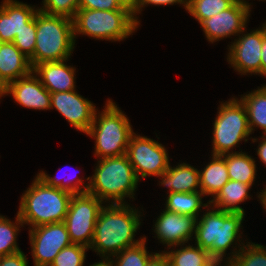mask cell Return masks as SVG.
Here are the masks:
<instances>
[{"label": "cell", "mask_w": 266, "mask_h": 266, "mask_svg": "<svg viewBox=\"0 0 266 266\" xmlns=\"http://www.w3.org/2000/svg\"><path fill=\"white\" fill-rule=\"evenodd\" d=\"M158 216L154 230L159 242L166 244L168 249L186 244L195 235L197 218L182 215L163 209Z\"/></svg>", "instance_id": "15"}, {"label": "cell", "mask_w": 266, "mask_h": 266, "mask_svg": "<svg viewBox=\"0 0 266 266\" xmlns=\"http://www.w3.org/2000/svg\"><path fill=\"white\" fill-rule=\"evenodd\" d=\"M101 260L89 266H116L110 258H102Z\"/></svg>", "instance_id": "41"}, {"label": "cell", "mask_w": 266, "mask_h": 266, "mask_svg": "<svg viewBox=\"0 0 266 266\" xmlns=\"http://www.w3.org/2000/svg\"><path fill=\"white\" fill-rule=\"evenodd\" d=\"M7 85L0 79V98L6 94Z\"/></svg>", "instance_id": "43"}, {"label": "cell", "mask_w": 266, "mask_h": 266, "mask_svg": "<svg viewBox=\"0 0 266 266\" xmlns=\"http://www.w3.org/2000/svg\"><path fill=\"white\" fill-rule=\"evenodd\" d=\"M167 151L158 141L133 133L126 155L140 180L147 176L158 177L165 173L170 165Z\"/></svg>", "instance_id": "10"}, {"label": "cell", "mask_w": 266, "mask_h": 266, "mask_svg": "<svg viewBox=\"0 0 266 266\" xmlns=\"http://www.w3.org/2000/svg\"><path fill=\"white\" fill-rule=\"evenodd\" d=\"M75 45L73 19L36 12V44L32 68L43 62L62 61L71 58Z\"/></svg>", "instance_id": "5"}, {"label": "cell", "mask_w": 266, "mask_h": 266, "mask_svg": "<svg viewBox=\"0 0 266 266\" xmlns=\"http://www.w3.org/2000/svg\"><path fill=\"white\" fill-rule=\"evenodd\" d=\"M261 139H259L260 143L256 152L258 157L260 158V161L266 166V136H261Z\"/></svg>", "instance_id": "39"}, {"label": "cell", "mask_w": 266, "mask_h": 266, "mask_svg": "<svg viewBox=\"0 0 266 266\" xmlns=\"http://www.w3.org/2000/svg\"><path fill=\"white\" fill-rule=\"evenodd\" d=\"M250 9L234 2L229 8L203 20L200 25L211 43L230 36H238L247 26Z\"/></svg>", "instance_id": "14"}, {"label": "cell", "mask_w": 266, "mask_h": 266, "mask_svg": "<svg viewBox=\"0 0 266 266\" xmlns=\"http://www.w3.org/2000/svg\"><path fill=\"white\" fill-rule=\"evenodd\" d=\"M161 178V186L169 189V193L183 192L193 193L200 191V171L190 164L180 163L178 166H170Z\"/></svg>", "instance_id": "20"}, {"label": "cell", "mask_w": 266, "mask_h": 266, "mask_svg": "<svg viewBox=\"0 0 266 266\" xmlns=\"http://www.w3.org/2000/svg\"><path fill=\"white\" fill-rule=\"evenodd\" d=\"M210 205L207 206L201 218H197L196 230H195V245L200 246L209 252L210 256L223 262V258L226 256L227 249L231 247L230 257H226L227 264L230 260L234 259L239 249L243 247V242H241L240 237L242 233H239L244 221L245 213L240 212H229L212 207L209 209ZM239 233V234H238Z\"/></svg>", "instance_id": "2"}, {"label": "cell", "mask_w": 266, "mask_h": 266, "mask_svg": "<svg viewBox=\"0 0 266 266\" xmlns=\"http://www.w3.org/2000/svg\"><path fill=\"white\" fill-rule=\"evenodd\" d=\"M15 219L14 223L0 214V257L21 251L17 245V235L24 223L18 213Z\"/></svg>", "instance_id": "27"}, {"label": "cell", "mask_w": 266, "mask_h": 266, "mask_svg": "<svg viewBox=\"0 0 266 266\" xmlns=\"http://www.w3.org/2000/svg\"><path fill=\"white\" fill-rule=\"evenodd\" d=\"M211 162L200 171V191L204 196L215 197L230 180L226 160L221 155H211Z\"/></svg>", "instance_id": "22"}, {"label": "cell", "mask_w": 266, "mask_h": 266, "mask_svg": "<svg viewBox=\"0 0 266 266\" xmlns=\"http://www.w3.org/2000/svg\"><path fill=\"white\" fill-rule=\"evenodd\" d=\"M35 7L16 0H3L0 5V39L13 42L16 34L35 17L39 10Z\"/></svg>", "instance_id": "17"}, {"label": "cell", "mask_w": 266, "mask_h": 266, "mask_svg": "<svg viewBox=\"0 0 266 266\" xmlns=\"http://www.w3.org/2000/svg\"><path fill=\"white\" fill-rule=\"evenodd\" d=\"M55 108L78 131L88 132L96 114L95 105L77 93L76 90L68 92L51 93L50 109Z\"/></svg>", "instance_id": "13"}, {"label": "cell", "mask_w": 266, "mask_h": 266, "mask_svg": "<svg viewBox=\"0 0 266 266\" xmlns=\"http://www.w3.org/2000/svg\"><path fill=\"white\" fill-rule=\"evenodd\" d=\"M141 212L128 203L103 205L95 225L90 249L101 258H111L125 248L139 244L145 237L135 239L140 229Z\"/></svg>", "instance_id": "1"}, {"label": "cell", "mask_w": 266, "mask_h": 266, "mask_svg": "<svg viewBox=\"0 0 266 266\" xmlns=\"http://www.w3.org/2000/svg\"><path fill=\"white\" fill-rule=\"evenodd\" d=\"M127 6L132 7L134 0H122Z\"/></svg>", "instance_id": "45"}, {"label": "cell", "mask_w": 266, "mask_h": 266, "mask_svg": "<svg viewBox=\"0 0 266 266\" xmlns=\"http://www.w3.org/2000/svg\"><path fill=\"white\" fill-rule=\"evenodd\" d=\"M226 160L230 180L244 184L254 185L256 178V164L253 157L245 152H233L221 155Z\"/></svg>", "instance_id": "24"}, {"label": "cell", "mask_w": 266, "mask_h": 266, "mask_svg": "<svg viewBox=\"0 0 266 266\" xmlns=\"http://www.w3.org/2000/svg\"><path fill=\"white\" fill-rule=\"evenodd\" d=\"M183 4L182 6L185 7V9L187 10L188 7V0H134L133 4H132V13L134 16L135 21L140 24V20H138V14L141 13L142 8H144V6L152 4L155 6H159V5H173V4Z\"/></svg>", "instance_id": "36"}, {"label": "cell", "mask_w": 266, "mask_h": 266, "mask_svg": "<svg viewBox=\"0 0 266 266\" xmlns=\"http://www.w3.org/2000/svg\"><path fill=\"white\" fill-rule=\"evenodd\" d=\"M234 1L245 6L248 9H251V4H249L246 0H234ZM261 1H266V0H261Z\"/></svg>", "instance_id": "44"}, {"label": "cell", "mask_w": 266, "mask_h": 266, "mask_svg": "<svg viewBox=\"0 0 266 266\" xmlns=\"http://www.w3.org/2000/svg\"><path fill=\"white\" fill-rule=\"evenodd\" d=\"M227 266H266V246L246 242Z\"/></svg>", "instance_id": "29"}, {"label": "cell", "mask_w": 266, "mask_h": 266, "mask_svg": "<svg viewBox=\"0 0 266 266\" xmlns=\"http://www.w3.org/2000/svg\"><path fill=\"white\" fill-rule=\"evenodd\" d=\"M88 249L79 244H71L56 255L50 266H84Z\"/></svg>", "instance_id": "31"}, {"label": "cell", "mask_w": 266, "mask_h": 266, "mask_svg": "<svg viewBox=\"0 0 266 266\" xmlns=\"http://www.w3.org/2000/svg\"><path fill=\"white\" fill-rule=\"evenodd\" d=\"M79 8L89 10H132L122 0H79Z\"/></svg>", "instance_id": "35"}, {"label": "cell", "mask_w": 266, "mask_h": 266, "mask_svg": "<svg viewBox=\"0 0 266 266\" xmlns=\"http://www.w3.org/2000/svg\"><path fill=\"white\" fill-rule=\"evenodd\" d=\"M180 249L164 251L167 255L170 266H223L220 261L213 259L209 252L200 246L190 244Z\"/></svg>", "instance_id": "23"}, {"label": "cell", "mask_w": 266, "mask_h": 266, "mask_svg": "<svg viewBox=\"0 0 266 266\" xmlns=\"http://www.w3.org/2000/svg\"><path fill=\"white\" fill-rule=\"evenodd\" d=\"M97 163L94 175L86 178L87 193L112 204L127 203L124 201L127 197L134 199L139 179L126 154L102 158Z\"/></svg>", "instance_id": "3"}, {"label": "cell", "mask_w": 266, "mask_h": 266, "mask_svg": "<svg viewBox=\"0 0 266 266\" xmlns=\"http://www.w3.org/2000/svg\"><path fill=\"white\" fill-rule=\"evenodd\" d=\"M0 266H28L27 255L23 251L0 257Z\"/></svg>", "instance_id": "37"}, {"label": "cell", "mask_w": 266, "mask_h": 266, "mask_svg": "<svg viewBox=\"0 0 266 266\" xmlns=\"http://www.w3.org/2000/svg\"><path fill=\"white\" fill-rule=\"evenodd\" d=\"M132 10H89L79 8L73 18L76 35H87L100 40L121 41L138 29Z\"/></svg>", "instance_id": "7"}, {"label": "cell", "mask_w": 266, "mask_h": 266, "mask_svg": "<svg viewBox=\"0 0 266 266\" xmlns=\"http://www.w3.org/2000/svg\"><path fill=\"white\" fill-rule=\"evenodd\" d=\"M13 44L29 60L33 57L36 44V14L30 22L25 24V28L16 34Z\"/></svg>", "instance_id": "32"}, {"label": "cell", "mask_w": 266, "mask_h": 266, "mask_svg": "<svg viewBox=\"0 0 266 266\" xmlns=\"http://www.w3.org/2000/svg\"><path fill=\"white\" fill-rule=\"evenodd\" d=\"M234 0H188L187 11L199 23L229 8Z\"/></svg>", "instance_id": "28"}, {"label": "cell", "mask_w": 266, "mask_h": 266, "mask_svg": "<svg viewBox=\"0 0 266 266\" xmlns=\"http://www.w3.org/2000/svg\"><path fill=\"white\" fill-rule=\"evenodd\" d=\"M40 11L73 19L79 9V0H43Z\"/></svg>", "instance_id": "33"}, {"label": "cell", "mask_w": 266, "mask_h": 266, "mask_svg": "<svg viewBox=\"0 0 266 266\" xmlns=\"http://www.w3.org/2000/svg\"><path fill=\"white\" fill-rule=\"evenodd\" d=\"M103 203L105 204V202L89 193L72 196L64 219L72 244L90 247Z\"/></svg>", "instance_id": "9"}, {"label": "cell", "mask_w": 266, "mask_h": 266, "mask_svg": "<svg viewBox=\"0 0 266 266\" xmlns=\"http://www.w3.org/2000/svg\"><path fill=\"white\" fill-rule=\"evenodd\" d=\"M146 266H170L169 259L164 251L155 253L149 260Z\"/></svg>", "instance_id": "38"}, {"label": "cell", "mask_w": 266, "mask_h": 266, "mask_svg": "<svg viewBox=\"0 0 266 266\" xmlns=\"http://www.w3.org/2000/svg\"><path fill=\"white\" fill-rule=\"evenodd\" d=\"M262 86L244 94L243 97L240 96V100L246 107L251 133H254L257 127L261 128L262 134L266 136V84Z\"/></svg>", "instance_id": "25"}, {"label": "cell", "mask_w": 266, "mask_h": 266, "mask_svg": "<svg viewBox=\"0 0 266 266\" xmlns=\"http://www.w3.org/2000/svg\"><path fill=\"white\" fill-rule=\"evenodd\" d=\"M30 186L22 194L17 212L23 223L33 228L64 222L73 194L48 186L37 176Z\"/></svg>", "instance_id": "4"}, {"label": "cell", "mask_w": 266, "mask_h": 266, "mask_svg": "<svg viewBox=\"0 0 266 266\" xmlns=\"http://www.w3.org/2000/svg\"><path fill=\"white\" fill-rule=\"evenodd\" d=\"M66 61L68 60L43 62L33 68V72L50 93L76 90V68L66 65Z\"/></svg>", "instance_id": "18"}, {"label": "cell", "mask_w": 266, "mask_h": 266, "mask_svg": "<svg viewBox=\"0 0 266 266\" xmlns=\"http://www.w3.org/2000/svg\"><path fill=\"white\" fill-rule=\"evenodd\" d=\"M168 197L165 202V209L174 213L189 215L198 218L201 212V207L207 208L209 202L202 203L203 193L193 192V193H167Z\"/></svg>", "instance_id": "26"}, {"label": "cell", "mask_w": 266, "mask_h": 266, "mask_svg": "<svg viewBox=\"0 0 266 266\" xmlns=\"http://www.w3.org/2000/svg\"><path fill=\"white\" fill-rule=\"evenodd\" d=\"M261 75L266 76V35L263 37L261 47Z\"/></svg>", "instance_id": "40"}, {"label": "cell", "mask_w": 266, "mask_h": 266, "mask_svg": "<svg viewBox=\"0 0 266 266\" xmlns=\"http://www.w3.org/2000/svg\"><path fill=\"white\" fill-rule=\"evenodd\" d=\"M7 95L23 107L35 110H49L51 93L42 85L39 77L32 71L7 85Z\"/></svg>", "instance_id": "16"}, {"label": "cell", "mask_w": 266, "mask_h": 266, "mask_svg": "<svg viewBox=\"0 0 266 266\" xmlns=\"http://www.w3.org/2000/svg\"><path fill=\"white\" fill-rule=\"evenodd\" d=\"M37 177L41 179L46 185L51 186V187H57L59 189L65 190L71 194H82V193H87L88 191V186L89 184L83 183L82 178L75 179L72 183V179L66 180L65 181L60 178H54L49 176L47 173L40 171V173L37 174ZM76 177V176H75ZM68 181V182H66ZM83 186V187H82Z\"/></svg>", "instance_id": "34"}, {"label": "cell", "mask_w": 266, "mask_h": 266, "mask_svg": "<svg viewBox=\"0 0 266 266\" xmlns=\"http://www.w3.org/2000/svg\"><path fill=\"white\" fill-rule=\"evenodd\" d=\"M133 133L127 115L110 99L101 113L96 111L86 134L95 139L94 155L102 159L125 155Z\"/></svg>", "instance_id": "6"}, {"label": "cell", "mask_w": 266, "mask_h": 266, "mask_svg": "<svg viewBox=\"0 0 266 266\" xmlns=\"http://www.w3.org/2000/svg\"><path fill=\"white\" fill-rule=\"evenodd\" d=\"M260 191L262 192H259L258 193L259 195L257 197L260 199L261 205L266 211V186H265V189L260 190Z\"/></svg>", "instance_id": "42"}, {"label": "cell", "mask_w": 266, "mask_h": 266, "mask_svg": "<svg viewBox=\"0 0 266 266\" xmlns=\"http://www.w3.org/2000/svg\"><path fill=\"white\" fill-rule=\"evenodd\" d=\"M29 239L34 266H50L56 255L72 244L64 222L30 228Z\"/></svg>", "instance_id": "11"}, {"label": "cell", "mask_w": 266, "mask_h": 266, "mask_svg": "<svg viewBox=\"0 0 266 266\" xmlns=\"http://www.w3.org/2000/svg\"><path fill=\"white\" fill-rule=\"evenodd\" d=\"M213 123V150L211 155L231 153L239 142L248 141L251 130L245 105L238 98L221 102Z\"/></svg>", "instance_id": "8"}, {"label": "cell", "mask_w": 266, "mask_h": 266, "mask_svg": "<svg viewBox=\"0 0 266 266\" xmlns=\"http://www.w3.org/2000/svg\"><path fill=\"white\" fill-rule=\"evenodd\" d=\"M2 44H3V41L0 39V47H1Z\"/></svg>", "instance_id": "46"}, {"label": "cell", "mask_w": 266, "mask_h": 266, "mask_svg": "<svg viewBox=\"0 0 266 266\" xmlns=\"http://www.w3.org/2000/svg\"><path fill=\"white\" fill-rule=\"evenodd\" d=\"M32 71L29 58L13 42H3L0 47V79L8 85Z\"/></svg>", "instance_id": "19"}, {"label": "cell", "mask_w": 266, "mask_h": 266, "mask_svg": "<svg viewBox=\"0 0 266 266\" xmlns=\"http://www.w3.org/2000/svg\"><path fill=\"white\" fill-rule=\"evenodd\" d=\"M245 30L246 28L240 33L238 39L231 42L227 62L241 75L249 73L261 76V47L263 37L266 35V22L250 33L243 34Z\"/></svg>", "instance_id": "12"}, {"label": "cell", "mask_w": 266, "mask_h": 266, "mask_svg": "<svg viewBox=\"0 0 266 266\" xmlns=\"http://www.w3.org/2000/svg\"><path fill=\"white\" fill-rule=\"evenodd\" d=\"M146 236L137 245L125 248L110 258L116 266H146L148 260L155 254L149 253L146 249Z\"/></svg>", "instance_id": "30"}, {"label": "cell", "mask_w": 266, "mask_h": 266, "mask_svg": "<svg viewBox=\"0 0 266 266\" xmlns=\"http://www.w3.org/2000/svg\"><path fill=\"white\" fill-rule=\"evenodd\" d=\"M251 187L252 185L229 180L216 196L208 201L209 205L224 211L245 213L238 204L247 201V199L250 200L249 190Z\"/></svg>", "instance_id": "21"}]
</instances>
